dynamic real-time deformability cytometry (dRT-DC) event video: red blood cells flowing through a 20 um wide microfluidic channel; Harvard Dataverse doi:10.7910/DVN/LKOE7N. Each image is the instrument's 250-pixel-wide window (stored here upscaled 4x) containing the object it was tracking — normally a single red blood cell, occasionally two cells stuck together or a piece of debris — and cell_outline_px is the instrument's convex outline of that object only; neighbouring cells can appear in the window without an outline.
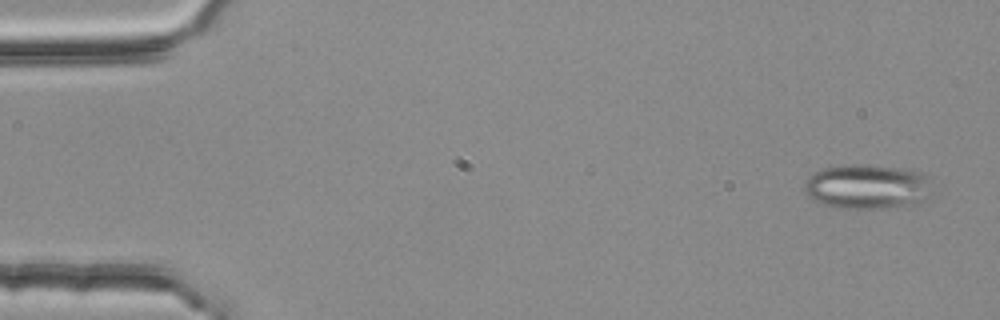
{"species": "common noctule bat (a hibernating species)", "species_latin": "Nyctalus noctula", "temperature_condition": "room temperature", "stored_images_in_passage": 4, "camera_frame_rate_fps": 3000, "um_per_image_px": 0.085, "animal": {"sex": "female", "body_mass_g": 25.1}, "frame": {"image": 1, "passage_image": 1, "time_ms": 0.0, "image_size_px": [1000, 320], "cell_outline_px": [[936, 196], [924, 200], [884, 208], [836, 208], [812, 200], [808, 196], [804, 188], [804, 180], [808, 176], [824, 168], [852, 164], [868, 164], [900, 168], [920, 172], [924, 176]], "centroid_in_image_um": [73.69, 15.86], "position_along_channel_um": 11.3, "area_um2": 33.23}}